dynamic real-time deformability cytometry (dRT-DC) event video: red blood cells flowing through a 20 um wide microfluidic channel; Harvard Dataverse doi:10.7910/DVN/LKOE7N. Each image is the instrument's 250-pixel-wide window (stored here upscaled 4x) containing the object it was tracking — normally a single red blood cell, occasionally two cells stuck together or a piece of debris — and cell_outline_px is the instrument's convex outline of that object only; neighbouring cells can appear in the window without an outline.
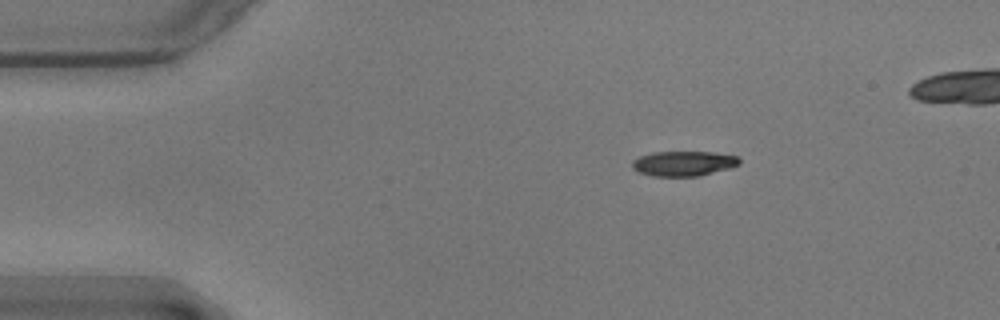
{"species": "common noctule bat (a hibernating species)", "species_latin": "Nyctalus noctula", "temperature_condition": "warm", "stored_images_in_passage": 30, "camera_frame_rate_fps": 3000, "um_per_image_px": 0.085, "animal": {"sex": "male", "body_mass_g": 17.9}, "frame": {"image": 1, "passage_image": 1, "time_ms": 0.0, "image_size_px": [1000, 320], "cell_outline_px": [[740, 164], [728, 168], [700, 176], [652, 176], [636, 172], [632, 168], [632, 160], [640, 156], [652, 152], [716, 152], [736, 156], [740, 160]], "centroid_in_image_um": [58.06, 13.9], "position_along_channel_um": 26.9, "area_um2": 15.66}}
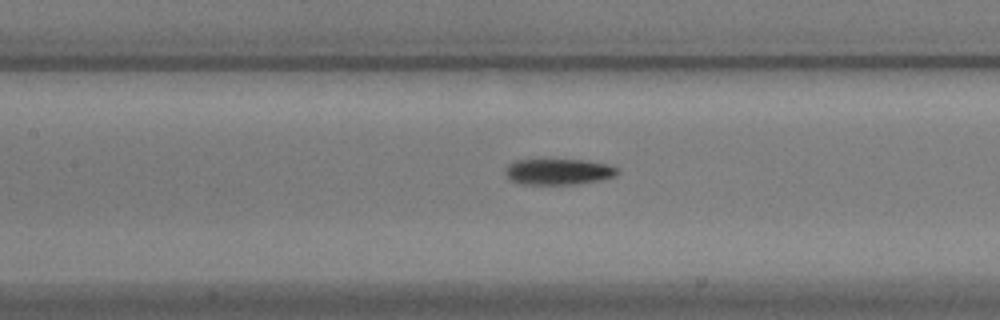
{"frame": {"image": 2, "passage_image": 17, "time_ms": 5.333, "image_size_px": [1000, 320], "cell_outline_px": [[620, 172], [616, 176], [576, 184], [520, 184], [512, 180], [504, 172], [504, 168], [512, 160], [588, 160], [608, 164], [616, 168]], "centroid_in_image_um": [47.44, 14.58], "position_along_channel_um": 160.0, "area_um2": 16.94}}
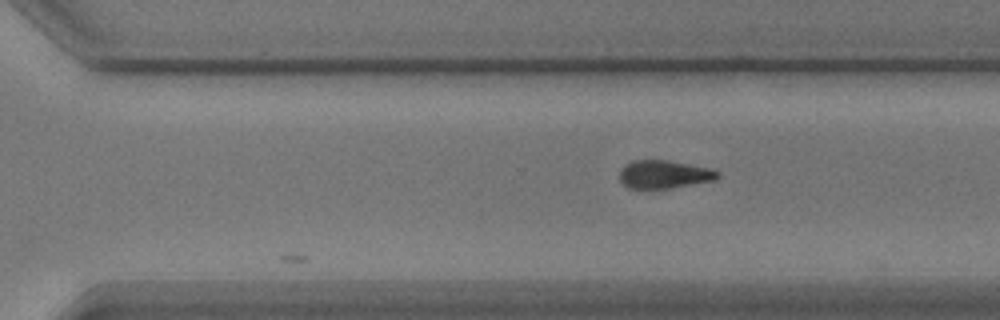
{"frame": {"image": 3, "passage_image": 30, "time_ms": 9.667, "image_size_px": [1000, 320], "cell_outline_px": [[720, 176], [716, 180], [668, 188], [628, 188], [620, 180], [620, 168], [624, 164], [632, 160], [668, 160], [712, 168], [720, 172]], "centroid_in_image_um": [56.46, 14.8], "position_along_channel_um": 314.1, "area_um2": 16.18}}